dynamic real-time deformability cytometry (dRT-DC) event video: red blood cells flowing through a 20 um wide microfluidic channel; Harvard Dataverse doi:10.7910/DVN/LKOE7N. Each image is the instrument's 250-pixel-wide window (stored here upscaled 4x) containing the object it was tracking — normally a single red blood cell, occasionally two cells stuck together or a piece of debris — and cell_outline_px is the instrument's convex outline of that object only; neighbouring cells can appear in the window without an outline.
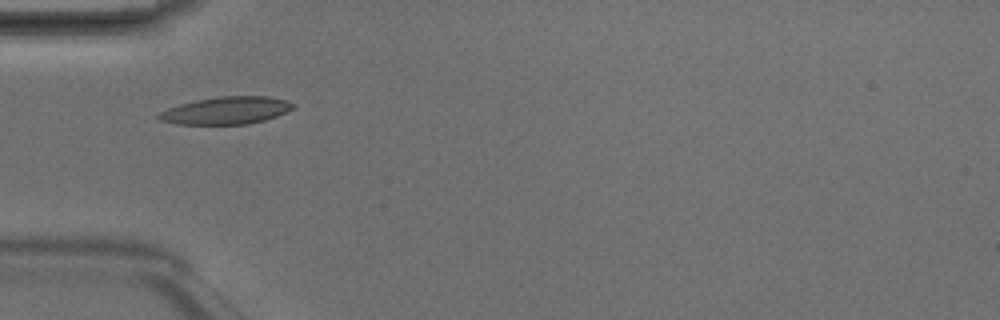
{"species": "Egyptian fruit bat (a non-hibernating species)", "species_latin": "Rousettus aegyptiacus", "temperature_condition": "room temperature", "stored_images_in_passage": 4, "camera_frame_rate_fps": 3000, "um_per_image_px": 0.085, "animal": {"sex": "male"}, "frame": {"image": 1, "passage_image": 4, "time_ms": 1.0, "image_size_px": [1000, 320], "cell_outline_px": [[296, 104], [292, 108], [276, 116], [264, 120], [248, 124], [176, 124], [160, 120], [156, 116], [160, 112], [168, 108], [180, 104], [196, 100], [220, 96], [268, 96], [288, 100]], "centroid_in_image_um": [19.23, 9.38], "position_along_channel_um": 65.8, "area_um2": 21.39}}